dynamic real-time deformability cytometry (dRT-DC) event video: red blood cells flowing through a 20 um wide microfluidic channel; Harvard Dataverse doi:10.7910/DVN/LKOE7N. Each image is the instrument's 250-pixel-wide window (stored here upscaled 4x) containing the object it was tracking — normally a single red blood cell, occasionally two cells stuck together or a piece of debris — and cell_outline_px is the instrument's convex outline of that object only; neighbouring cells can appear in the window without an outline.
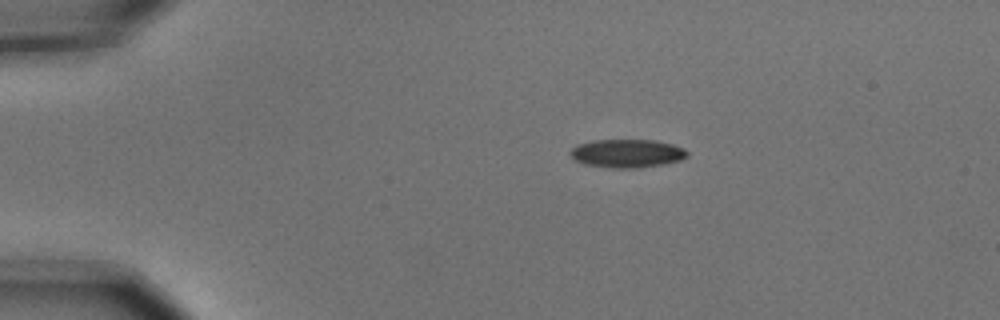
{"species": "common noctule bat (a hibernating species)", "species_latin": "Nyctalus noctula", "temperature_condition": "cold", "stored_images_in_passage": 5, "camera_frame_rate_fps": 3000, "um_per_image_px": 0.085, "animal": {"sex": "male", "body_mass_g": 15.6}, "frame": {"image": 1, "passage_image": 2, "time_ms": 0.333, "image_size_px": [1000, 320], "cell_outline_px": [[688, 156], [680, 160], [664, 164], [636, 168], [612, 168], [584, 164], [576, 160], [568, 152], [572, 148], [580, 144], [592, 140], [656, 140], [672, 144], [684, 148], [688, 152]], "centroid_in_image_um": [53.32, 13.04], "position_along_channel_um": 31.7, "area_um2": 19.31}}
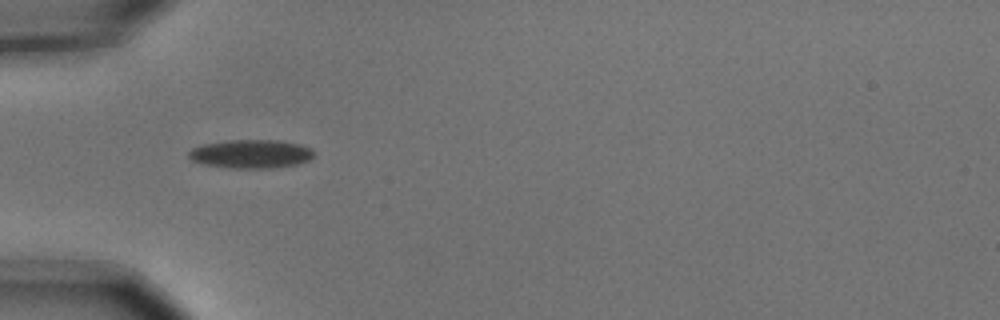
{"frame": {"image": 2, "passage_image": 4, "time_ms": 1.0, "image_size_px": [1000, 320], "cell_outline_px": [[316, 152], [308, 160], [296, 164], [268, 168], [232, 168], [208, 164], [192, 160], [188, 156], [188, 152], [192, 148], [204, 144], [228, 140], [280, 140], [300, 144], [312, 148]], "centroid_in_image_um": [21.37, 13.06], "position_along_channel_um": 63.6, "area_um2": 20.69}}
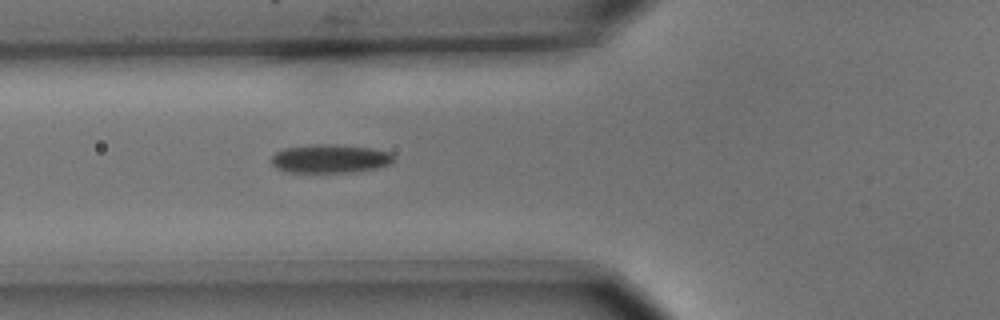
{"frame": {"image": 3, "passage_image": 5, "time_ms": 1.333, "image_size_px": [1000, 320], "cell_outline_px": [[396, 160], [392, 164], [376, 168], [352, 172], [288, 172], [276, 168], [272, 164], [272, 156], [276, 152], [284, 148], [312, 144], [336, 144], [372, 148], [392, 152], [396, 156]], "centroid_in_image_um": [28.12, 13.48], "position_along_channel_um": 97.7, "area_um2": 20.69}}